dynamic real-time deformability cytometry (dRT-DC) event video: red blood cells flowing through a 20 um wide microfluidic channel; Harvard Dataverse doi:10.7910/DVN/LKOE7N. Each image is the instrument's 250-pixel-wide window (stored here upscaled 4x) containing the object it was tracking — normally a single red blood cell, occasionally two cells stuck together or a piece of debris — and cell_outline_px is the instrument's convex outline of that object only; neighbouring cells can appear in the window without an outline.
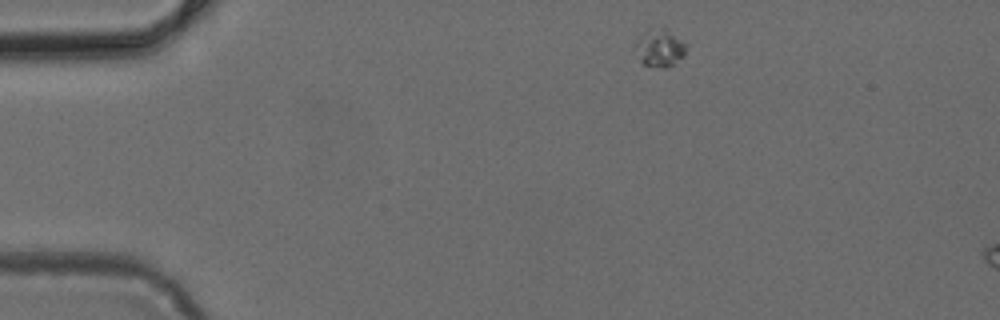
{"species": "common noctule bat (a hibernating species)", "species_latin": "Nyctalus noctula", "temperature_condition": "cold", "stored_images_in_passage": 3, "camera_frame_rate_fps": 3000, "um_per_image_px": 0.085, "animal": {"sex": "female", "body_mass_g": 24.6, "forearm_length_mm": 56.2}, "frame": {"image": 1, "passage_image": 1, "time_ms": 0.0, "image_size_px": [1000, 320], "cell_outline_px": [[688, 44], [684, 56], [668, 68], [660, 68], [644, 64], [640, 60], [636, 44], [636, 40], [648, 28], [664, 28]], "centroid_in_image_um": [56.12, 4.08], "position_along_channel_um": 28.9, "area_um2": 11.04}}